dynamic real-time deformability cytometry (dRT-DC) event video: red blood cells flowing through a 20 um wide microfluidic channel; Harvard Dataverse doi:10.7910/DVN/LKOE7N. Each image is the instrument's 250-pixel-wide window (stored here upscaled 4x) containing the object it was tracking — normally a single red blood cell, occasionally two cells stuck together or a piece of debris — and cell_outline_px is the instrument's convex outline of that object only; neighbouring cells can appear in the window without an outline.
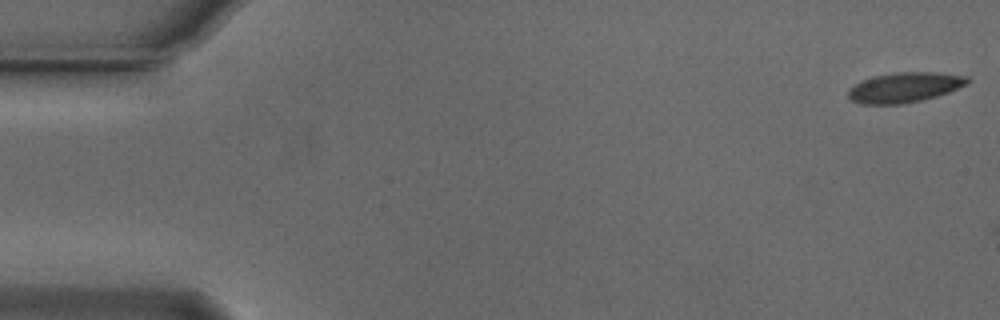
{"species": "Egyptian fruit bat (a non-hibernating species)", "species_latin": "Rousettus aegyptiacus", "temperature_condition": "cold", "stored_images_in_passage": 2, "camera_frame_rate_fps": 3000, "um_per_image_px": 0.085, "animal": {"sex": "male"}, "frame": {"image": 1, "passage_image": 1, "time_ms": 0.0, "image_size_px": [1000, 320], "cell_outline_px": [[972, 80], [968, 84], [948, 92], [936, 96], [920, 100], [900, 104], [860, 104], [852, 100], [848, 96], [848, 88], [872, 76], [896, 72], [940, 72], [968, 76]], "centroid_in_image_um": [76.92, 7.41], "position_along_channel_um": 8.1, "area_um2": 20.92}}